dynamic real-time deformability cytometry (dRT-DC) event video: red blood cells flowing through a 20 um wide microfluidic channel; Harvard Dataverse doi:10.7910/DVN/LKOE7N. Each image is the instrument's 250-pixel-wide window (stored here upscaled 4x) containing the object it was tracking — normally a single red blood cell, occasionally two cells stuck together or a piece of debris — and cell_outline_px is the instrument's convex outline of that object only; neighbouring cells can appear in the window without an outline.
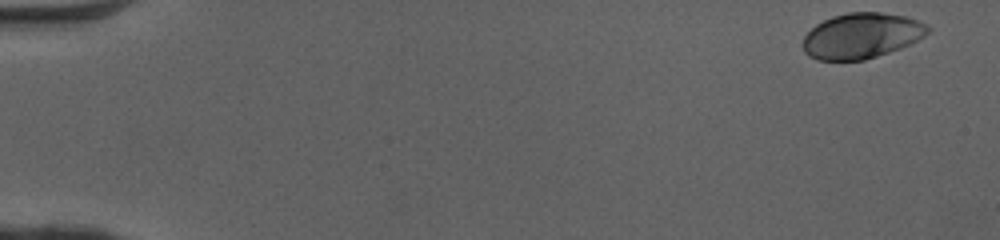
{"species": "human", "species_latin": "Homo sapiens", "temperature_condition": "cold", "stored_images_in_passage": 49, "camera_frame_rate_fps": 3000, "um_per_image_px": 0.085, "donor": {"sex": "female"}, "frame": {"image": 1, "passage_image": 1, "time_ms": 0.0, "image_size_px": [1000, 240], "cell_outline_px": [[932, 28], [924, 36], [900, 48], [864, 60], [816, 60], [808, 56], [804, 52], [804, 36], [816, 24], [832, 16], [848, 12], [880, 12], [908, 16]], "centroid_in_image_um": [73.22, 3.03], "position_along_channel_um": 11.8, "area_um2": 32.95}}
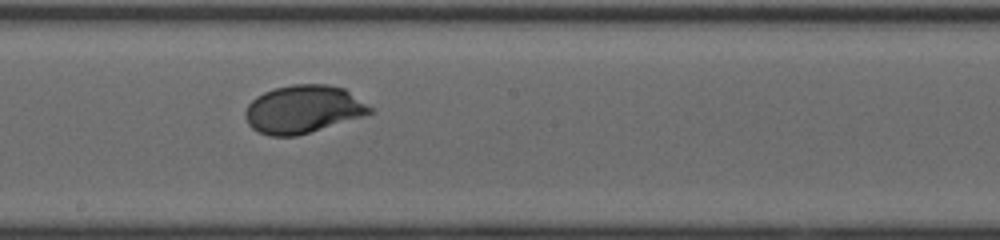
{"frame": {"image": 2, "passage_image": 28, "time_ms": 9.0, "image_size_px": [1000, 240], "cell_outline_px": [[376, 112], [364, 116], [296, 136], [268, 136], [252, 128], [248, 124], [244, 116], [244, 112], [248, 104], [256, 96], [264, 92], [276, 88], [292, 84], [328, 84], [344, 88], [372, 108]], "centroid_in_image_um": [25.76, 9.28], "position_along_channel_um": 222.4, "area_um2": 34.8}}
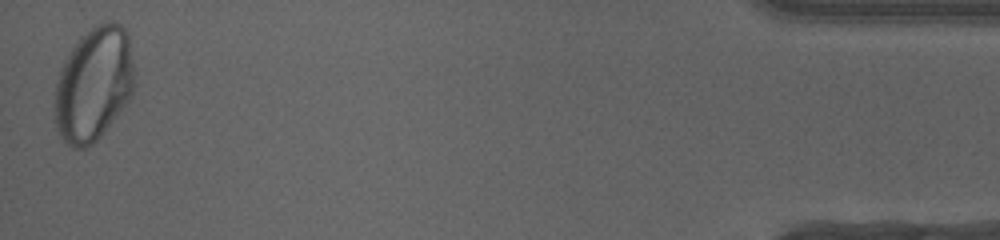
{"frame": {"image": 3, "passage_image": 49, "time_ms": 16.0, "image_size_px": [1000, 240], "cell_outline_px": [[136, 84], [132, 96], [100, 136], [92, 144], [84, 148], [76, 148], [68, 144], [60, 136], [56, 128], [56, 84], [60, 68], [64, 60], [76, 40], [80, 36], [96, 24], [104, 20], [112, 20], [120, 24], [128, 32]], "centroid_in_image_um": [8.0, 7.1], "position_along_channel_um": 427.2, "area_um2": 53.23}, "authors_computed_cell_mechanics": {"area_um2": 34.1598, "velocity_mm_per_s": 4.0806, "shape_relaxation_time_tau1_ms": 2.7199, "shape_relaxation_time_tau2_ms": null, "deformation_change_tau1": 0.1386, "deformation_change_tau2": null}}